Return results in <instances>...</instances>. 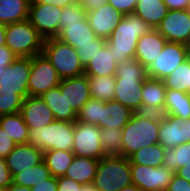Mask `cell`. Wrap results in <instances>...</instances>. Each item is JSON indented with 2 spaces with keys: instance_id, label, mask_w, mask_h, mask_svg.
Masks as SVG:
<instances>
[{
  "instance_id": "6da1fadb",
  "label": "cell",
  "mask_w": 190,
  "mask_h": 191,
  "mask_svg": "<svg viewBox=\"0 0 190 191\" xmlns=\"http://www.w3.org/2000/svg\"><path fill=\"white\" fill-rule=\"evenodd\" d=\"M114 101L135 111L142 105V87L147 78L146 68L135 58L117 64Z\"/></svg>"
},
{
  "instance_id": "7a4b0ae2",
  "label": "cell",
  "mask_w": 190,
  "mask_h": 191,
  "mask_svg": "<svg viewBox=\"0 0 190 191\" xmlns=\"http://www.w3.org/2000/svg\"><path fill=\"white\" fill-rule=\"evenodd\" d=\"M150 30L152 28L139 16L134 13L125 14L106 40V45L110 53L114 55L115 62L120 64L128 58H134L139 38Z\"/></svg>"
},
{
  "instance_id": "3957f363",
  "label": "cell",
  "mask_w": 190,
  "mask_h": 191,
  "mask_svg": "<svg viewBox=\"0 0 190 191\" xmlns=\"http://www.w3.org/2000/svg\"><path fill=\"white\" fill-rule=\"evenodd\" d=\"M133 184L129 158L104 156L98 162L92 186L98 191H119Z\"/></svg>"
},
{
  "instance_id": "277c9868",
  "label": "cell",
  "mask_w": 190,
  "mask_h": 191,
  "mask_svg": "<svg viewBox=\"0 0 190 191\" xmlns=\"http://www.w3.org/2000/svg\"><path fill=\"white\" fill-rule=\"evenodd\" d=\"M28 144L46 150L72 151L74 145V122L54 120L44 127L28 131Z\"/></svg>"
},
{
  "instance_id": "5b68a950",
  "label": "cell",
  "mask_w": 190,
  "mask_h": 191,
  "mask_svg": "<svg viewBox=\"0 0 190 191\" xmlns=\"http://www.w3.org/2000/svg\"><path fill=\"white\" fill-rule=\"evenodd\" d=\"M159 123L138 117L134 112L122 128V156L129 158L142 147L159 143Z\"/></svg>"
},
{
  "instance_id": "8992f818",
  "label": "cell",
  "mask_w": 190,
  "mask_h": 191,
  "mask_svg": "<svg viewBox=\"0 0 190 191\" xmlns=\"http://www.w3.org/2000/svg\"><path fill=\"white\" fill-rule=\"evenodd\" d=\"M6 46L16 57H33L41 54L44 38L27 19L6 24Z\"/></svg>"
},
{
  "instance_id": "52a82bcc",
  "label": "cell",
  "mask_w": 190,
  "mask_h": 191,
  "mask_svg": "<svg viewBox=\"0 0 190 191\" xmlns=\"http://www.w3.org/2000/svg\"><path fill=\"white\" fill-rule=\"evenodd\" d=\"M42 54L56 69L61 79L84 75V67L76 49L59 39H45Z\"/></svg>"
},
{
  "instance_id": "ba28073f",
  "label": "cell",
  "mask_w": 190,
  "mask_h": 191,
  "mask_svg": "<svg viewBox=\"0 0 190 191\" xmlns=\"http://www.w3.org/2000/svg\"><path fill=\"white\" fill-rule=\"evenodd\" d=\"M61 78L49 60L41 53L31 58V71L28 79L29 96H41L59 86Z\"/></svg>"
},
{
  "instance_id": "9c48e42d",
  "label": "cell",
  "mask_w": 190,
  "mask_h": 191,
  "mask_svg": "<svg viewBox=\"0 0 190 191\" xmlns=\"http://www.w3.org/2000/svg\"><path fill=\"white\" fill-rule=\"evenodd\" d=\"M101 128L98 125L74 121V145L72 152L75 156L100 160L104 152L100 142Z\"/></svg>"
},
{
  "instance_id": "30bf717a",
  "label": "cell",
  "mask_w": 190,
  "mask_h": 191,
  "mask_svg": "<svg viewBox=\"0 0 190 191\" xmlns=\"http://www.w3.org/2000/svg\"><path fill=\"white\" fill-rule=\"evenodd\" d=\"M31 71V57H17L5 68L0 78L2 94H18L23 99L29 96L28 79Z\"/></svg>"
},
{
  "instance_id": "8fae6325",
  "label": "cell",
  "mask_w": 190,
  "mask_h": 191,
  "mask_svg": "<svg viewBox=\"0 0 190 191\" xmlns=\"http://www.w3.org/2000/svg\"><path fill=\"white\" fill-rule=\"evenodd\" d=\"M187 59L185 44L166 42L160 56L146 68L147 77L163 80Z\"/></svg>"
},
{
  "instance_id": "7c38bea8",
  "label": "cell",
  "mask_w": 190,
  "mask_h": 191,
  "mask_svg": "<svg viewBox=\"0 0 190 191\" xmlns=\"http://www.w3.org/2000/svg\"><path fill=\"white\" fill-rule=\"evenodd\" d=\"M175 172L166 168L131 164L132 182L142 191H166Z\"/></svg>"
},
{
  "instance_id": "4fadbf2b",
  "label": "cell",
  "mask_w": 190,
  "mask_h": 191,
  "mask_svg": "<svg viewBox=\"0 0 190 191\" xmlns=\"http://www.w3.org/2000/svg\"><path fill=\"white\" fill-rule=\"evenodd\" d=\"M62 8L52 4L30 3L28 20L45 39L56 38L60 30Z\"/></svg>"
},
{
  "instance_id": "5bb4252c",
  "label": "cell",
  "mask_w": 190,
  "mask_h": 191,
  "mask_svg": "<svg viewBox=\"0 0 190 191\" xmlns=\"http://www.w3.org/2000/svg\"><path fill=\"white\" fill-rule=\"evenodd\" d=\"M156 30L167 42L186 45L190 39V9L169 10Z\"/></svg>"
},
{
  "instance_id": "9a60e30c",
  "label": "cell",
  "mask_w": 190,
  "mask_h": 191,
  "mask_svg": "<svg viewBox=\"0 0 190 191\" xmlns=\"http://www.w3.org/2000/svg\"><path fill=\"white\" fill-rule=\"evenodd\" d=\"M159 143L164 148H175L180 144L190 142V118L180 119L169 115L159 123Z\"/></svg>"
},
{
  "instance_id": "2e32d148",
  "label": "cell",
  "mask_w": 190,
  "mask_h": 191,
  "mask_svg": "<svg viewBox=\"0 0 190 191\" xmlns=\"http://www.w3.org/2000/svg\"><path fill=\"white\" fill-rule=\"evenodd\" d=\"M123 14L108 2L94 10H87V19L97 37L107 40L123 18Z\"/></svg>"
},
{
  "instance_id": "e0dca14e",
  "label": "cell",
  "mask_w": 190,
  "mask_h": 191,
  "mask_svg": "<svg viewBox=\"0 0 190 191\" xmlns=\"http://www.w3.org/2000/svg\"><path fill=\"white\" fill-rule=\"evenodd\" d=\"M20 113L29 129L44 127L55 120L52 110L40 96L24 98Z\"/></svg>"
},
{
  "instance_id": "ac0fdd59",
  "label": "cell",
  "mask_w": 190,
  "mask_h": 191,
  "mask_svg": "<svg viewBox=\"0 0 190 191\" xmlns=\"http://www.w3.org/2000/svg\"><path fill=\"white\" fill-rule=\"evenodd\" d=\"M62 94H65L68 105H70L76 113L91 98L90 85L87 75L78 77L61 79L59 84Z\"/></svg>"
},
{
  "instance_id": "d6986e66",
  "label": "cell",
  "mask_w": 190,
  "mask_h": 191,
  "mask_svg": "<svg viewBox=\"0 0 190 191\" xmlns=\"http://www.w3.org/2000/svg\"><path fill=\"white\" fill-rule=\"evenodd\" d=\"M5 160L13 177L16 173L40 163L43 160V151L28 143L18 144Z\"/></svg>"
},
{
  "instance_id": "ffe728a7",
  "label": "cell",
  "mask_w": 190,
  "mask_h": 191,
  "mask_svg": "<svg viewBox=\"0 0 190 191\" xmlns=\"http://www.w3.org/2000/svg\"><path fill=\"white\" fill-rule=\"evenodd\" d=\"M166 42L156 29H152L139 38L134 58L147 68L160 56Z\"/></svg>"
},
{
  "instance_id": "44dd1931",
  "label": "cell",
  "mask_w": 190,
  "mask_h": 191,
  "mask_svg": "<svg viewBox=\"0 0 190 191\" xmlns=\"http://www.w3.org/2000/svg\"><path fill=\"white\" fill-rule=\"evenodd\" d=\"M96 37L86 18L83 22L65 23L56 38L76 49L81 44L94 43Z\"/></svg>"
},
{
  "instance_id": "7402d4cb",
  "label": "cell",
  "mask_w": 190,
  "mask_h": 191,
  "mask_svg": "<svg viewBox=\"0 0 190 191\" xmlns=\"http://www.w3.org/2000/svg\"><path fill=\"white\" fill-rule=\"evenodd\" d=\"M133 111L117 101H101L100 128L122 129L131 119Z\"/></svg>"
},
{
  "instance_id": "603a6c76",
  "label": "cell",
  "mask_w": 190,
  "mask_h": 191,
  "mask_svg": "<svg viewBox=\"0 0 190 191\" xmlns=\"http://www.w3.org/2000/svg\"><path fill=\"white\" fill-rule=\"evenodd\" d=\"M40 97L52 110L55 120L67 122H74L77 120V113L68 105L65 94L61 93L59 86L43 93Z\"/></svg>"
},
{
  "instance_id": "cb8c5ba5",
  "label": "cell",
  "mask_w": 190,
  "mask_h": 191,
  "mask_svg": "<svg viewBox=\"0 0 190 191\" xmlns=\"http://www.w3.org/2000/svg\"><path fill=\"white\" fill-rule=\"evenodd\" d=\"M99 160L74 156L64 176L83 186L92 185Z\"/></svg>"
},
{
  "instance_id": "d4e9b609",
  "label": "cell",
  "mask_w": 190,
  "mask_h": 191,
  "mask_svg": "<svg viewBox=\"0 0 190 191\" xmlns=\"http://www.w3.org/2000/svg\"><path fill=\"white\" fill-rule=\"evenodd\" d=\"M116 68L114 55L110 53L105 44L84 67V74L87 76H115Z\"/></svg>"
},
{
  "instance_id": "484cf974",
  "label": "cell",
  "mask_w": 190,
  "mask_h": 191,
  "mask_svg": "<svg viewBox=\"0 0 190 191\" xmlns=\"http://www.w3.org/2000/svg\"><path fill=\"white\" fill-rule=\"evenodd\" d=\"M163 0H138L134 14L139 16L152 29H156L168 13Z\"/></svg>"
},
{
  "instance_id": "4316f807",
  "label": "cell",
  "mask_w": 190,
  "mask_h": 191,
  "mask_svg": "<svg viewBox=\"0 0 190 191\" xmlns=\"http://www.w3.org/2000/svg\"><path fill=\"white\" fill-rule=\"evenodd\" d=\"M30 0H0V23L22 22L29 17Z\"/></svg>"
},
{
  "instance_id": "83f0119b",
  "label": "cell",
  "mask_w": 190,
  "mask_h": 191,
  "mask_svg": "<svg viewBox=\"0 0 190 191\" xmlns=\"http://www.w3.org/2000/svg\"><path fill=\"white\" fill-rule=\"evenodd\" d=\"M0 127L18 144L28 142L29 127L25 124L20 112L0 116Z\"/></svg>"
},
{
  "instance_id": "f1b7e54d",
  "label": "cell",
  "mask_w": 190,
  "mask_h": 191,
  "mask_svg": "<svg viewBox=\"0 0 190 191\" xmlns=\"http://www.w3.org/2000/svg\"><path fill=\"white\" fill-rule=\"evenodd\" d=\"M165 107L169 115L180 119L190 118V95L180 90H165Z\"/></svg>"
},
{
  "instance_id": "f546056e",
  "label": "cell",
  "mask_w": 190,
  "mask_h": 191,
  "mask_svg": "<svg viewBox=\"0 0 190 191\" xmlns=\"http://www.w3.org/2000/svg\"><path fill=\"white\" fill-rule=\"evenodd\" d=\"M74 156L72 151L65 150L54 149L43 152V160L53 177L64 176Z\"/></svg>"
},
{
  "instance_id": "4dcf8cb0",
  "label": "cell",
  "mask_w": 190,
  "mask_h": 191,
  "mask_svg": "<svg viewBox=\"0 0 190 191\" xmlns=\"http://www.w3.org/2000/svg\"><path fill=\"white\" fill-rule=\"evenodd\" d=\"M90 85V95L93 99L109 102L114 100L115 76H87Z\"/></svg>"
},
{
  "instance_id": "1f68e13d",
  "label": "cell",
  "mask_w": 190,
  "mask_h": 191,
  "mask_svg": "<svg viewBox=\"0 0 190 191\" xmlns=\"http://www.w3.org/2000/svg\"><path fill=\"white\" fill-rule=\"evenodd\" d=\"M164 153L165 148L160 143L142 147L129 157L130 164L160 167L163 166Z\"/></svg>"
},
{
  "instance_id": "d6a6232c",
  "label": "cell",
  "mask_w": 190,
  "mask_h": 191,
  "mask_svg": "<svg viewBox=\"0 0 190 191\" xmlns=\"http://www.w3.org/2000/svg\"><path fill=\"white\" fill-rule=\"evenodd\" d=\"M51 176L50 170L47 168L44 160H42L34 167L16 173L12 178V183L32 188L34 185L49 179Z\"/></svg>"
},
{
  "instance_id": "836d02e7",
  "label": "cell",
  "mask_w": 190,
  "mask_h": 191,
  "mask_svg": "<svg viewBox=\"0 0 190 191\" xmlns=\"http://www.w3.org/2000/svg\"><path fill=\"white\" fill-rule=\"evenodd\" d=\"M165 90L163 80L147 77L142 87V104L154 107L165 106Z\"/></svg>"
},
{
  "instance_id": "e575fe53",
  "label": "cell",
  "mask_w": 190,
  "mask_h": 191,
  "mask_svg": "<svg viewBox=\"0 0 190 191\" xmlns=\"http://www.w3.org/2000/svg\"><path fill=\"white\" fill-rule=\"evenodd\" d=\"M163 82L167 89L180 90L190 95V58L164 78Z\"/></svg>"
},
{
  "instance_id": "d590c367",
  "label": "cell",
  "mask_w": 190,
  "mask_h": 191,
  "mask_svg": "<svg viewBox=\"0 0 190 191\" xmlns=\"http://www.w3.org/2000/svg\"><path fill=\"white\" fill-rule=\"evenodd\" d=\"M190 165V142L175 148H165L163 165L174 172L185 165Z\"/></svg>"
},
{
  "instance_id": "8d00e7d4",
  "label": "cell",
  "mask_w": 190,
  "mask_h": 191,
  "mask_svg": "<svg viewBox=\"0 0 190 191\" xmlns=\"http://www.w3.org/2000/svg\"><path fill=\"white\" fill-rule=\"evenodd\" d=\"M100 142L105 156H122V129L102 128Z\"/></svg>"
},
{
  "instance_id": "74e56055",
  "label": "cell",
  "mask_w": 190,
  "mask_h": 191,
  "mask_svg": "<svg viewBox=\"0 0 190 191\" xmlns=\"http://www.w3.org/2000/svg\"><path fill=\"white\" fill-rule=\"evenodd\" d=\"M101 101L90 98L77 113V121L100 127Z\"/></svg>"
},
{
  "instance_id": "f35d334b",
  "label": "cell",
  "mask_w": 190,
  "mask_h": 191,
  "mask_svg": "<svg viewBox=\"0 0 190 191\" xmlns=\"http://www.w3.org/2000/svg\"><path fill=\"white\" fill-rule=\"evenodd\" d=\"M87 18V10L77 3L62 8L60 29L65 23L83 22Z\"/></svg>"
},
{
  "instance_id": "ab89813d",
  "label": "cell",
  "mask_w": 190,
  "mask_h": 191,
  "mask_svg": "<svg viewBox=\"0 0 190 191\" xmlns=\"http://www.w3.org/2000/svg\"><path fill=\"white\" fill-rule=\"evenodd\" d=\"M138 117L149 119L151 121L161 123L169 116L168 110L165 106L154 107L147 104H142L135 111H133Z\"/></svg>"
},
{
  "instance_id": "60d3db41",
  "label": "cell",
  "mask_w": 190,
  "mask_h": 191,
  "mask_svg": "<svg viewBox=\"0 0 190 191\" xmlns=\"http://www.w3.org/2000/svg\"><path fill=\"white\" fill-rule=\"evenodd\" d=\"M105 44V39L96 37L94 39V43L81 44L78 48H76L77 54L83 67L89 63L93 56L99 52Z\"/></svg>"
},
{
  "instance_id": "b9f144b4",
  "label": "cell",
  "mask_w": 190,
  "mask_h": 191,
  "mask_svg": "<svg viewBox=\"0 0 190 191\" xmlns=\"http://www.w3.org/2000/svg\"><path fill=\"white\" fill-rule=\"evenodd\" d=\"M23 100L18 94H2L0 91V116L20 112Z\"/></svg>"
},
{
  "instance_id": "7bdbcfd3",
  "label": "cell",
  "mask_w": 190,
  "mask_h": 191,
  "mask_svg": "<svg viewBox=\"0 0 190 191\" xmlns=\"http://www.w3.org/2000/svg\"><path fill=\"white\" fill-rule=\"evenodd\" d=\"M16 143L0 127V158H6L16 147Z\"/></svg>"
},
{
  "instance_id": "ee69618b",
  "label": "cell",
  "mask_w": 190,
  "mask_h": 191,
  "mask_svg": "<svg viewBox=\"0 0 190 191\" xmlns=\"http://www.w3.org/2000/svg\"><path fill=\"white\" fill-rule=\"evenodd\" d=\"M138 0H107V2L123 15L132 14L135 11Z\"/></svg>"
},
{
  "instance_id": "f6af8a7d",
  "label": "cell",
  "mask_w": 190,
  "mask_h": 191,
  "mask_svg": "<svg viewBox=\"0 0 190 191\" xmlns=\"http://www.w3.org/2000/svg\"><path fill=\"white\" fill-rule=\"evenodd\" d=\"M58 189L57 191H81L83 185L66 176L56 177Z\"/></svg>"
},
{
  "instance_id": "bcb514c9",
  "label": "cell",
  "mask_w": 190,
  "mask_h": 191,
  "mask_svg": "<svg viewBox=\"0 0 190 191\" xmlns=\"http://www.w3.org/2000/svg\"><path fill=\"white\" fill-rule=\"evenodd\" d=\"M12 178L6 160L0 158V189H7L12 183Z\"/></svg>"
},
{
  "instance_id": "7dc6e473",
  "label": "cell",
  "mask_w": 190,
  "mask_h": 191,
  "mask_svg": "<svg viewBox=\"0 0 190 191\" xmlns=\"http://www.w3.org/2000/svg\"><path fill=\"white\" fill-rule=\"evenodd\" d=\"M166 191H190V182L174 174Z\"/></svg>"
},
{
  "instance_id": "c3c4849f",
  "label": "cell",
  "mask_w": 190,
  "mask_h": 191,
  "mask_svg": "<svg viewBox=\"0 0 190 191\" xmlns=\"http://www.w3.org/2000/svg\"><path fill=\"white\" fill-rule=\"evenodd\" d=\"M58 184L56 177L51 176L44 182H40L31 188V191H57Z\"/></svg>"
},
{
  "instance_id": "681fc988",
  "label": "cell",
  "mask_w": 190,
  "mask_h": 191,
  "mask_svg": "<svg viewBox=\"0 0 190 191\" xmlns=\"http://www.w3.org/2000/svg\"><path fill=\"white\" fill-rule=\"evenodd\" d=\"M16 58L6 45L0 47V68L9 66Z\"/></svg>"
},
{
  "instance_id": "f907efd6",
  "label": "cell",
  "mask_w": 190,
  "mask_h": 191,
  "mask_svg": "<svg viewBox=\"0 0 190 191\" xmlns=\"http://www.w3.org/2000/svg\"><path fill=\"white\" fill-rule=\"evenodd\" d=\"M168 10L190 9V0H163Z\"/></svg>"
},
{
  "instance_id": "816d5d0a",
  "label": "cell",
  "mask_w": 190,
  "mask_h": 191,
  "mask_svg": "<svg viewBox=\"0 0 190 191\" xmlns=\"http://www.w3.org/2000/svg\"><path fill=\"white\" fill-rule=\"evenodd\" d=\"M75 3L84 7L86 10H94L107 2V0H73Z\"/></svg>"
},
{
  "instance_id": "f5cc1de1",
  "label": "cell",
  "mask_w": 190,
  "mask_h": 191,
  "mask_svg": "<svg viewBox=\"0 0 190 191\" xmlns=\"http://www.w3.org/2000/svg\"><path fill=\"white\" fill-rule=\"evenodd\" d=\"M30 3H43V4H52L54 6L64 8L68 5L75 3L73 0H30Z\"/></svg>"
},
{
  "instance_id": "db71d44e",
  "label": "cell",
  "mask_w": 190,
  "mask_h": 191,
  "mask_svg": "<svg viewBox=\"0 0 190 191\" xmlns=\"http://www.w3.org/2000/svg\"><path fill=\"white\" fill-rule=\"evenodd\" d=\"M175 174L178 175L181 178H184L188 182H190V165H185L183 167L178 168L175 171Z\"/></svg>"
},
{
  "instance_id": "11a10c76",
  "label": "cell",
  "mask_w": 190,
  "mask_h": 191,
  "mask_svg": "<svg viewBox=\"0 0 190 191\" xmlns=\"http://www.w3.org/2000/svg\"><path fill=\"white\" fill-rule=\"evenodd\" d=\"M5 33H6V24L0 23V47L6 45Z\"/></svg>"
},
{
  "instance_id": "9f6ffc18",
  "label": "cell",
  "mask_w": 190,
  "mask_h": 191,
  "mask_svg": "<svg viewBox=\"0 0 190 191\" xmlns=\"http://www.w3.org/2000/svg\"><path fill=\"white\" fill-rule=\"evenodd\" d=\"M7 191H31V188L11 183V185L7 188Z\"/></svg>"
},
{
  "instance_id": "6f0895ef",
  "label": "cell",
  "mask_w": 190,
  "mask_h": 191,
  "mask_svg": "<svg viewBox=\"0 0 190 191\" xmlns=\"http://www.w3.org/2000/svg\"><path fill=\"white\" fill-rule=\"evenodd\" d=\"M119 191H142V190L139 187H137L135 184H131L129 186L121 188Z\"/></svg>"
},
{
  "instance_id": "680465c9",
  "label": "cell",
  "mask_w": 190,
  "mask_h": 191,
  "mask_svg": "<svg viewBox=\"0 0 190 191\" xmlns=\"http://www.w3.org/2000/svg\"><path fill=\"white\" fill-rule=\"evenodd\" d=\"M81 191H98V190L92 185H87V186H83Z\"/></svg>"
},
{
  "instance_id": "91938a15",
  "label": "cell",
  "mask_w": 190,
  "mask_h": 191,
  "mask_svg": "<svg viewBox=\"0 0 190 191\" xmlns=\"http://www.w3.org/2000/svg\"><path fill=\"white\" fill-rule=\"evenodd\" d=\"M186 47H187L188 58H190V39H189L188 43L186 44Z\"/></svg>"
},
{
  "instance_id": "94428289",
  "label": "cell",
  "mask_w": 190,
  "mask_h": 191,
  "mask_svg": "<svg viewBox=\"0 0 190 191\" xmlns=\"http://www.w3.org/2000/svg\"><path fill=\"white\" fill-rule=\"evenodd\" d=\"M5 68H6V67H1V68H0V78H1L2 75H3V72L5 71Z\"/></svg>"
}]
</instances>
